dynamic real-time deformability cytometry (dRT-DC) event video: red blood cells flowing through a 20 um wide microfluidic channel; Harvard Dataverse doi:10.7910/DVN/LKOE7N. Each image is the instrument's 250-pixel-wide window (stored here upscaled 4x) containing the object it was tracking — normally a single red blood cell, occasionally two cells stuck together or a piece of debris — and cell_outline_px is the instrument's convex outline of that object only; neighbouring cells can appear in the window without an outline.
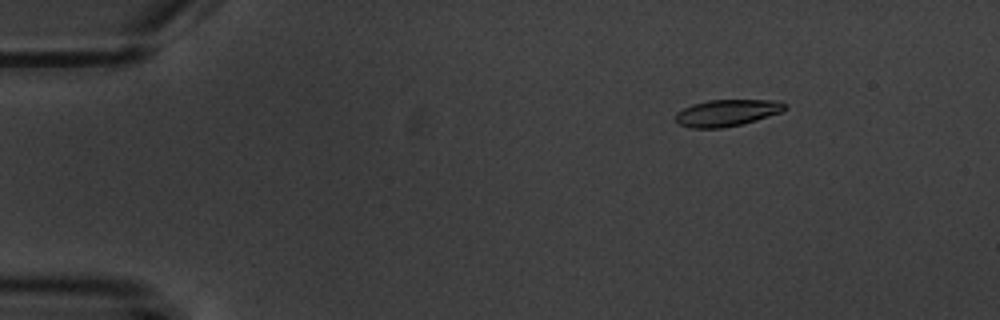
{"species": "common noctule bat (a hibernating species)", "species_latin": "Nyctalus noctula", "temperature_condition": "warm", "stored_images_in_passage": 9, "camera_frame_rate_fps": 3000, "um_per_image_px": 0.085, "animal": {"sex": "male", "body_mass_g": 20.1, "forearm_length_mm": 53.5}, "frame": {"image": 1, "passage_image": 1, "time_ms": 0.0, "image_size_px": [1000, 320], "cell_outline_px": [[784, 108], [780, 112], [756, 120], [740, 124], [720, 128], [692, 128], [680, 124], [676, 120], [676, 112], [692, 104], [708, 100], [780, 100], [784, 104]], "centroid_in_image_um": [61.76, 9.58], "position_along_channel_um": 23.2, "area_um2": 16.7}}
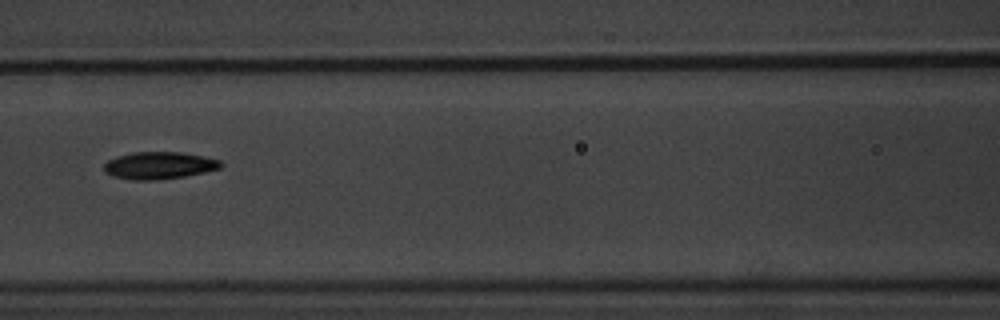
{"frame": {"image": 2, "passage_image": 6, "time_ms": 6.0, "image_size_px": [1000, 320], "cell_outline_px": [[224, 164], [220, 168], [204, 172], [184, 176], [156, 180], [132, 180], [112, 176], [104, 172], [104, 164], [108, 160], [116, 156], [132, 152], [180, 152], [204, 156], [220, 160]], "centroid_in_image_um": [13.51, 14.06], "position_along_channel_um": 153.1, "area_um2": 18.61}}
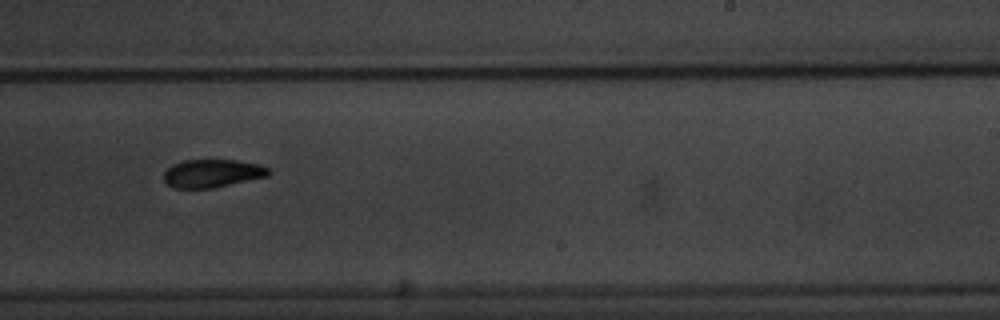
{"frame": {"image": 3, "passage_image": 9, "time_ms": 9.333, "image_size_px": [1000, 320], "cell_outline_px": [[272, 172], [268, 176], [216, 188], [172, 188], [164, 180], [164, 172], [172, 164], [184, 160], [236, 160], [256, 164], [268, 168]], "centroid_in_image_um": [18.04, 14.74], "position_along_channel_um": 271.0, "area_um2": 17.22}}